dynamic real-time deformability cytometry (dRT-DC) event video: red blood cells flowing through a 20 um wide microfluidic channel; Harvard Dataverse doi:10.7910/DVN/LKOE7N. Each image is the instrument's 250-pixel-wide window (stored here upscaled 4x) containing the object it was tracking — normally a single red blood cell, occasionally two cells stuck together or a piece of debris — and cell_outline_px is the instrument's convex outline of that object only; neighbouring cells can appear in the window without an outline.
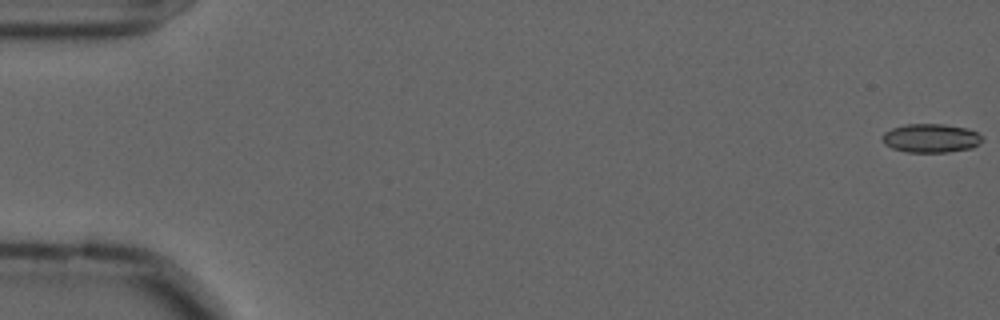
{"species": "common noctule bat (a hibernating species)", "species_latin": "Nyctalus noctula", "temperature_condition": "cold", "stored_images_in_passage": 58, "camera_frame_rate_fps": 3000, "um_per_image_px": 0.085, "animal": {"sex": "male", "forearm_length_mm": 52.5}, "frame": {"image": 1, "passage_image": 1, "time_ms": 0.0, "image_size_px": [1000, 320], "cell_outline_px": [[984, 140], [972, 148], [948, 152], [908, 152], [892, 148], [884, 144], [880, 140], [880, 136], [884, 132], [892, 128], [904, 124], [944, 124], [968, 128], [984, 136]], "centroid_in_image_um": [79.11, 11.74], "position_along_channel_um": 5.9, "area_um2": 17.05}}
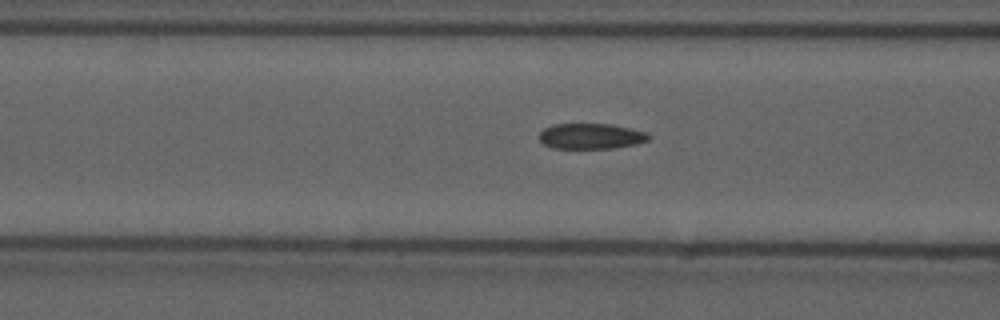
{"frame": {"image": 2, "passage_image": 23, "time_ms": 7.333, "image_size_px": [1000, 320], "cell_outline_px": [[652, 136], [648, 140], [636, 144], [612, 148], [552, 148], [544, 144], [540, 140], [540, 132], [544, 128], [552, 124], [612, 124], [632, 128], [648, 132]], "centroid_in_image_um": [50.27, 11.56], "position_along_channel_um": 116.3, "area_um2": 16.42}}
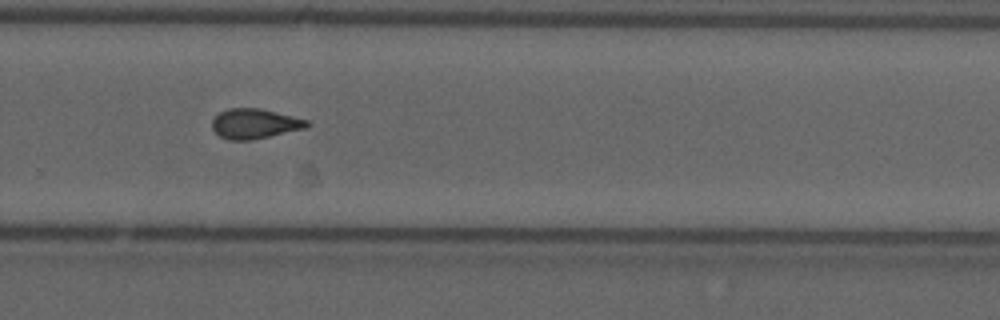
{"frame": {"image": 3, "passage_image": 39, "time_ms": 12.667, "image_size_px": [1000, 320], "cell_outline_px": [[312, 124], [304, 128], [252, 140], [228, 140], [220, 136], [212, 128], [212, 120], [220, 112], [228, 108], [260, 108], [308, 120]], "centroid_in_image_um": [21.64, 10.51], "position_along_channel_um": 308.2, "area_um2": 16.42}, "authors_computed_cell_mechanics": {"area_um2": 16.8198, "velocity_mm_per_s": 3.5983, "shape_relaxation_time_tau1_ms": null, "shape_relaxation_time_tau2_ms": 2.6147, "deformation_change_tau1": null, "deformation_change_tau2": 0.0828}}